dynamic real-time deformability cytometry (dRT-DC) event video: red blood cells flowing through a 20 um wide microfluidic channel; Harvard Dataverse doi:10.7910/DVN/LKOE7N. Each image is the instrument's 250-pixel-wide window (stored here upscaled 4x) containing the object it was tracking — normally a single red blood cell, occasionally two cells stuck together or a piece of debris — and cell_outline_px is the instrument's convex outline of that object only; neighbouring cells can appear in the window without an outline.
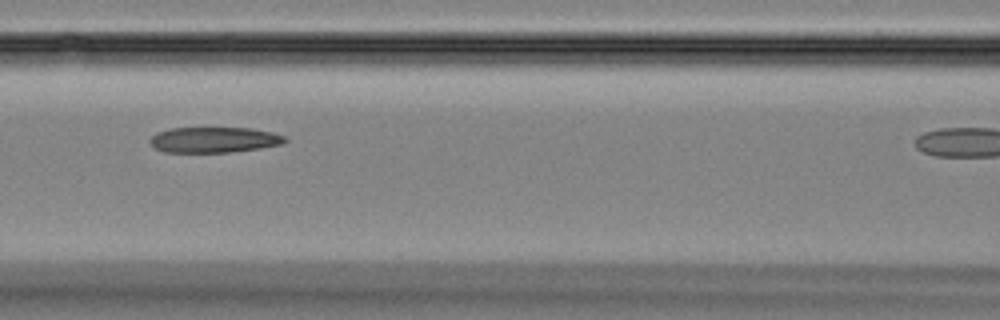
{"species": "Egyptian fruit bat (a non-hibernating species)", "species_latin": "Rousettus aegyptiacus", "temperature_condition": "room temperature", "stored_images_in_passage": 38, "camera_frame_rate_fps": 3000, "um_per_image_px": 0.085, "animal": {"sex": "female"}, "frame": {"image": 1, "passage_image": 18, "time_ms": 5.667, "image_size_px": [1000, 320], "cell_outline_px": [[288, 140], [280, 144], [260, 148], [232, 152], [164, 152], [152, 148], [148, 140], [156, 132], [172, 128], [252, 128], [272, 132], [288, 136]], "centroid_in_image_um": [18.18, 11.88], "position_along_channel_um": 148.4, "area_um2": 20.35}}
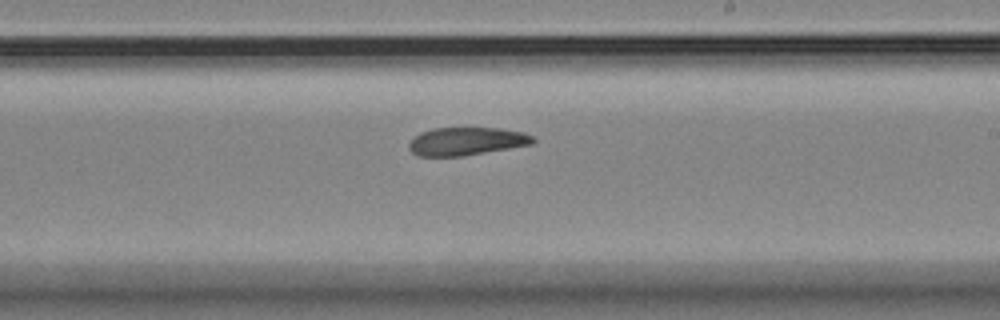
{"frame": {"image": 2, "passage_image": 26, "time_ms": 8.333, "image_size_px": [1000, 320], "cell_outline_px": [[536, 140], [532, 144], [464, 156], [416, 156], [408, 148], [408, 144], [420, 132], [432, 128], [500, 128], [524, 132], [532, 136]], "centroid_in_image_um": [39.64, 12.01], "position_along_channel_um": 249.4, "area_um2": 20.29}}
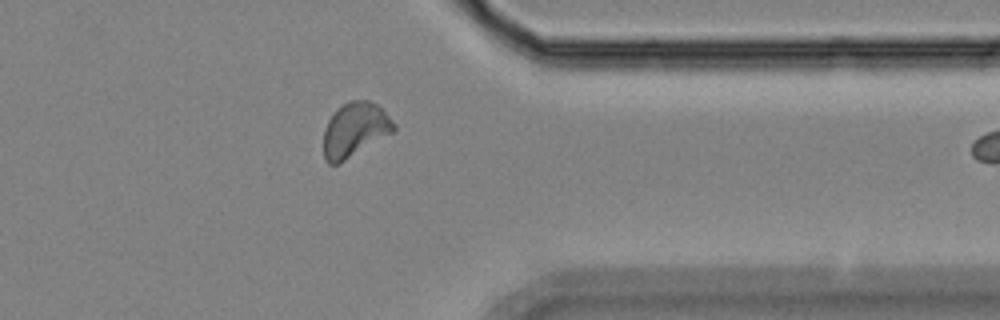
{"frame": {"image": 3, "passage_image": 37, "time_ms": 12.0, "image_size_px": [1000, 320], "cell_outline_px": [[396, 128], [392, 132], [340, 164], [328, 164], [324, 160], [324, 128], [328, 120], [336, 108], [348, 100], [368, 100], [376, 104], [396, 124]], "centroid_in_image_um": [30.12, 11.03], "position_along_channel_um": 381.3, "area_um2": 22.25}}